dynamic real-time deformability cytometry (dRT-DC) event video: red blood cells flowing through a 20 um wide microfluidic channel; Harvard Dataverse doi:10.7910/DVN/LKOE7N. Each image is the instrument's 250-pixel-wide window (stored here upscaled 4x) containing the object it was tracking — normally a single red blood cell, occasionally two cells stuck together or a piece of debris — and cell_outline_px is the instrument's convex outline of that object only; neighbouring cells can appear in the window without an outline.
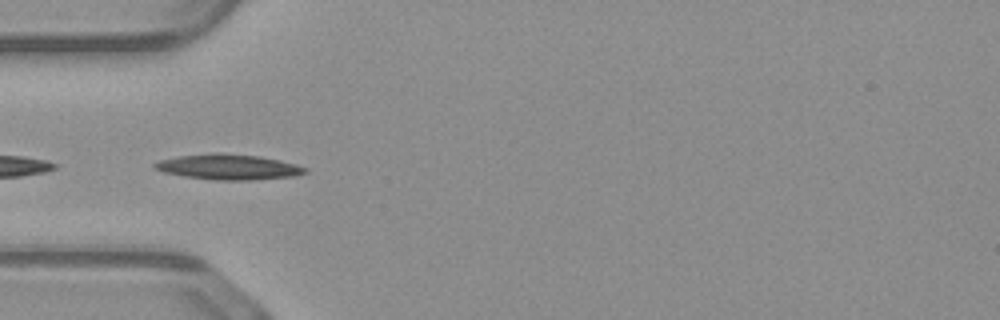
{"species": "common noctule bat (a hibernating species)", "species_latin": "Nyctalus noctula", "temperature_condition": "warm", "stored_images_in_passage": 13, "camera_frame_rate_fps": 3000, "um_per_image_px": 0.085, "animal": {"sex": "male", "body_mass_g": 23.1, "forearm_length_mm": 52.7}, "frame": {"image": 1, "passage_image": 3, "time_ms": 0.667, "image_size_px": [1000, 320], "cell_outline_px": [[308, 172], [296, 176], [252, 180], [216, 180], [184, 176], [164, 172], [156, 168], [152, 164], [160, 160], [180, 156], [216, 152], [260, 156], [280, 160], [296, 164], [308, 168]], "centroid_in_image_um": [19.48, 14.19], "position_along_channel_um": 65.5, "area_um2": 22.25}}